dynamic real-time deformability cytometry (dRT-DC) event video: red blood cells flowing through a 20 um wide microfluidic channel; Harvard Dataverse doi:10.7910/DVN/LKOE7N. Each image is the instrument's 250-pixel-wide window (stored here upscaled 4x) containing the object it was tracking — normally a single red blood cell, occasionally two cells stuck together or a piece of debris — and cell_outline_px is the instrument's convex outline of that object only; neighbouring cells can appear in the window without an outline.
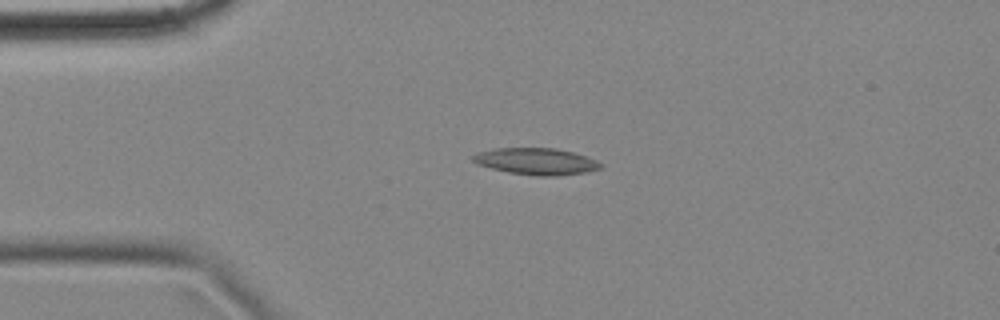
{"species": "common noctule bat (a hibernating species)", "species_latin": "Nyctalus noctula", "temperature_condition": "cold", "stored_images_in_passage": 4, "camera_frame_rate_fps": 3000, "um_per_image_px": 0.085, "animal": {"sex": "female", "body_mass_g": 18.4}, "frame": {"image": 1, "passage_image": 2, "time_ms": 0.333, "image_size_px": [1000, 320], "cell_outline_px": [[604, 168], [588, 172], [556, 176], [540, 176], [508, 172], [476, 164], [468, 156], [476, 152], [496, 148], [556, 148], [572, 152], [596, 160], [604, 164]], "centroid_in_image_um": [45.57, 13.71], "position_along_channel_um": 39.4, "area_um2": 20.06}}
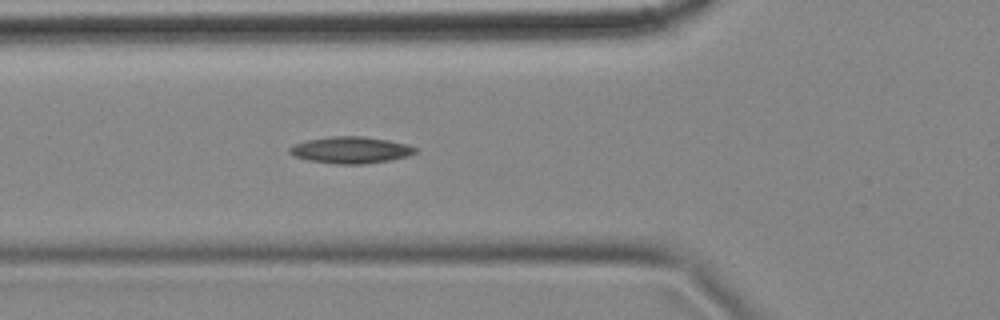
{"frame": {"image": 2, "passage_image": 4, "time_ms": 1.0, "image_size_px": [1000, 320], "cell_outline_px": [[416, 152], [408, 156], [388, 160], [364, 164], [336, 164], [308, 160], [296, 156], [288, 152], [288, 148], [292, 144], [304, 140], [332, 136], [364, 136], [388, 140], [408, 144], [416, 148]], "centroid_in_image_um": [29.77, 12.74], "position_along_channel_um": 96.0, "area_um2": 19.59}}